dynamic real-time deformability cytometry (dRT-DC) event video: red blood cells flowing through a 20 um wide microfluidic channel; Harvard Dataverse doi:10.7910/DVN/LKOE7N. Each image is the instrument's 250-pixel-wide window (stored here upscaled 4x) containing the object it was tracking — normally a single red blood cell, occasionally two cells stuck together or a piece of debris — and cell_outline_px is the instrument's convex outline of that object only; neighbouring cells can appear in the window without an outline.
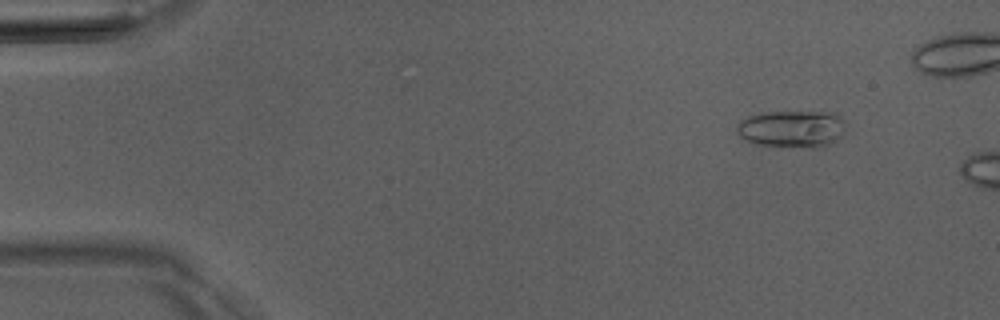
{"species": "Egyptian fruit bat (a non-hibernating species)", "species_latin": "Rousettus aegyptiacus", "temperature_condition": "room temperature", "stored_images_in_passage": 4, "camera_frame_rate_fps": 3000, "um_per_image_px": 0.085, "animal": {"sex": "male"}, "frame": {"image": 1, "passage_image": 2, "time_ms": 1.333, "image_size_px": [1000, 320], "cell_outline_px": [[844, 132], [836, 140], [824, 148], [812, 148], [752, 144], [744, 140], [736, 132], [736, 124], [740, 120], [748, 116], [764, 112], [836, 112], [844, 120]], "centroid_in_image_um": [67.3, 10.96], "position_along_channel_um": 17.7, "area_um2": 24.04}}